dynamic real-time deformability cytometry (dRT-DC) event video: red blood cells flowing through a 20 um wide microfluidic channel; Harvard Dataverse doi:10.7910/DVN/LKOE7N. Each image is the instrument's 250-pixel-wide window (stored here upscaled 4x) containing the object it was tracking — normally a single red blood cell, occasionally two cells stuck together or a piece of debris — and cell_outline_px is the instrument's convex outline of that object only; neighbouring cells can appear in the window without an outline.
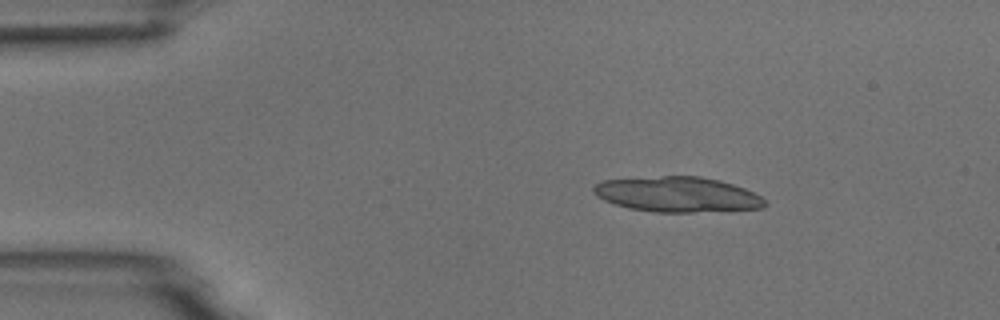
{"species": "common noctule bat (a hibernating species)", "species_latin": "Nyctalus noctula", "temperature_condition": "room temperature", "stored_images_in_passage": 3, "camera_frame_rate_fps": 3000, "um_per_image_px": 0.085, "animal": {"sex": "male", "body_mass_g": 18.8}, "frame": {"image": 1, "passage_image": 1, "time_ms": 0.0, "image_size_px": [1000, 320], "cell_outline_px": [[768, 204], [764, 208], [692, 212], [652, 212], [628, 208], [604, 200], [596, 196], [592, 192], [592, 188], [596, 184], [604, 180], [660, 176], [700, 176], [720, 180], [744, 188], [760, 196]], "centroid_in_image_um": [57.56, 16.52], "position_along_channel_um": 27.4, "area_um2": 35.14}}